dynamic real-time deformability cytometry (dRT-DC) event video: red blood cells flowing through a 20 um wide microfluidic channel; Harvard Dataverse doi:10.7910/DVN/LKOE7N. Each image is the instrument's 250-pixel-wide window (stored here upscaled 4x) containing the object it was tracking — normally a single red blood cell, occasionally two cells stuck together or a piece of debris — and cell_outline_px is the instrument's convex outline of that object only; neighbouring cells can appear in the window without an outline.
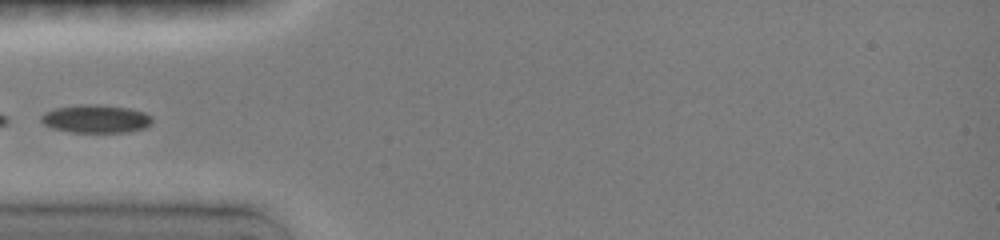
{"species": "common noctule bat (a hibernating species)", "species_latin": "Nyctalus noctula", "temperature_condition": "room temperature", "stored_images_in_passage": 7, "camera_frame_rate_fps": 3000, "um_per_image_px": 0.085, "animal": {"sex": "female", "body_mass_g": 19.0, "forearm_length_mm": 51.5}, "frame": {"image": 1, "passage_image": 5, "time_ms": 4.333, "image_size_px": [1000, 240], "cell_outline_px": [[152, 124], [144, 128], [128, 132], [72, 132], [52, 128], [44, 124], [40, 120], [40, 116], [44, 112], [56, 108], [80, 104], [100, 104], [128, 108], [144, 112], [152, 116]], "centroid_in_image_um": [8.15, 10.09], "position_along_channel_um": 76.8, "area_um2": 18.32}}
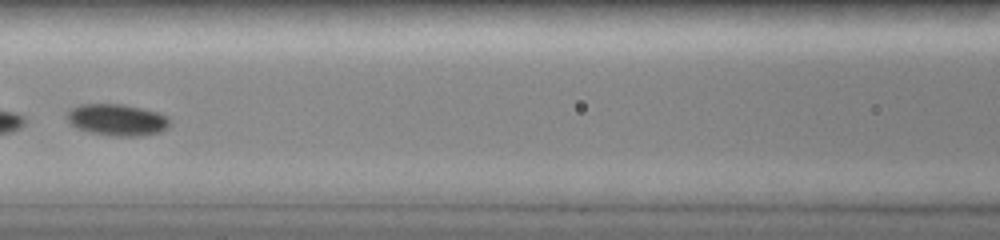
{"frame": {"image": 2, "passage_image": 7, "time_ms": 6.333, "image_size_px": [1000, 240], "cell_outline_px": [[172, 120], [168, 128], [160, 132], [144, 136], [112, 136], [88, 132], [76, 128], [68, 120], [68, 108], [80, 104], [124, 104], [160, 112], [168, 116]], "centroid_in_image_um": [10.0, 10.18], "position_along_channel_um": 156.6, "area_um2": 19.36}}